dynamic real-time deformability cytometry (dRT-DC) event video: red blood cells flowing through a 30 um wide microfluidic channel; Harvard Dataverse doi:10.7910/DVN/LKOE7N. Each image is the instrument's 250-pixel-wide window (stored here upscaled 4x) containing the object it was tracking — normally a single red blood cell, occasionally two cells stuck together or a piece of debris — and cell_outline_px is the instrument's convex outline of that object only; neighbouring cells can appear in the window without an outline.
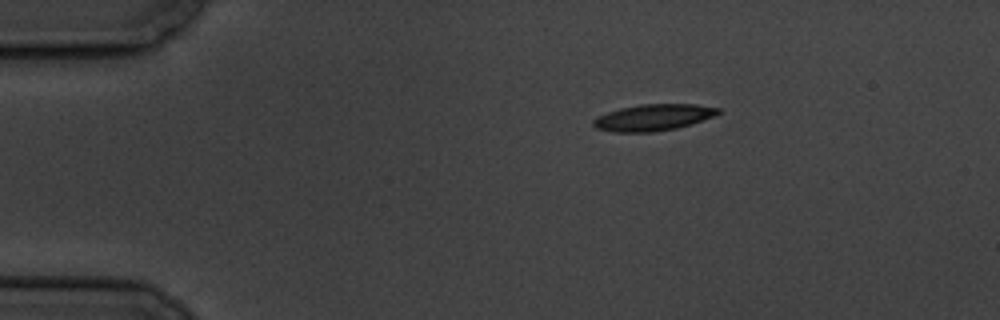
{"species": "common noctule bat (a hibernating species)", "species_latin": "Nyctalus noctula", "temperature_condition": "cold", "stored_images_in_passage": 3, "camera_frame_rate_fps": 3000, "um_per_image_px": 0.085, "animal": {"sex": "male", "body_mass_g": 19.5, "forearm_length_mm": 54.6}, "frame": {"image": 1, "passage_image": 1, "time_ms": 0.0, "image_size_px": [1000, 320], "cell_outline_px": [[720, 112], [712, 116], [692, 124], [676, 128], [652, 132], [612, 132], [596, 128], [592, 124], [592, 120], [596, 116], [620, 108], [640, 104], [696, 104], [720, 108]], "centroid_in_image_um": [55.49, 9.98], "position_along_channel_um": 29.5, "area_um2": 19.25}}